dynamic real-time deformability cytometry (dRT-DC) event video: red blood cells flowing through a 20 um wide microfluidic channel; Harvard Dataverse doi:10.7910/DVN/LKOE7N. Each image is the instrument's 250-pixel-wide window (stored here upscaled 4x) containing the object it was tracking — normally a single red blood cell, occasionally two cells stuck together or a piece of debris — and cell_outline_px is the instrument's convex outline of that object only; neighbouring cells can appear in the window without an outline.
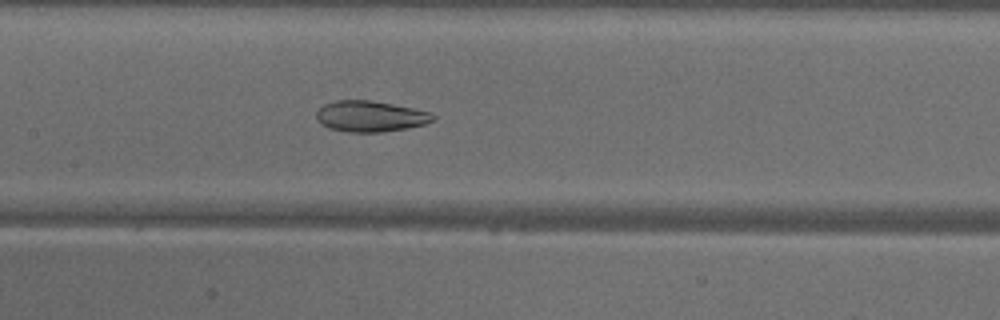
{"species": "common noctule bat (a hibernating species)", "species_latin": "Nyctalus noctula", "temperature_condition": "warm", "stored_images_in_passage": 35, "camera_frame_rate_fps": 3000, "um_per_image_px": 0.085, "animal": {"sex": "male", "body_mass_g": 18.8}, "frame": {"image": 1, "passage_image": 9, "time_ms": 2.667, "image_size_px": [1000, 320], "cell_outline_px": [[436, 120], [424, 124], [408, 128], [384, 132], [348, 132], [328, 128], [320, 124], [316, 116], [316, 112], [324, 104], [336, 100], [368, 100], [392, 104], [432, 112], [436, 116]], "centroid_in_image_um": [31.49, 9.89], "position_along_channel_um": 175.9, "area_um2": 21.15}}
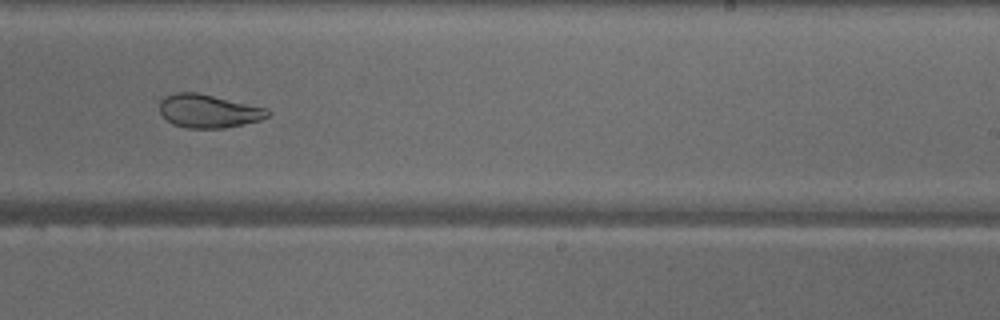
{"frame": {"image": 2, "passage_image": 16, "time_ms": 5.0, "image_size_px": [1000, 320], "cell_outline_px": [[272, 112], [268, 116], [260, 120], [244, 124], [224, 128], [184, 128], [172, 124], [160, 112], [160, 100], [164, 96], [176, 92], [196, 92], [268, 108]], "centroid_in_image_um": [17.73, 9.44], "position_along_channel_um": 271.3, "area_um2": 21.1}}
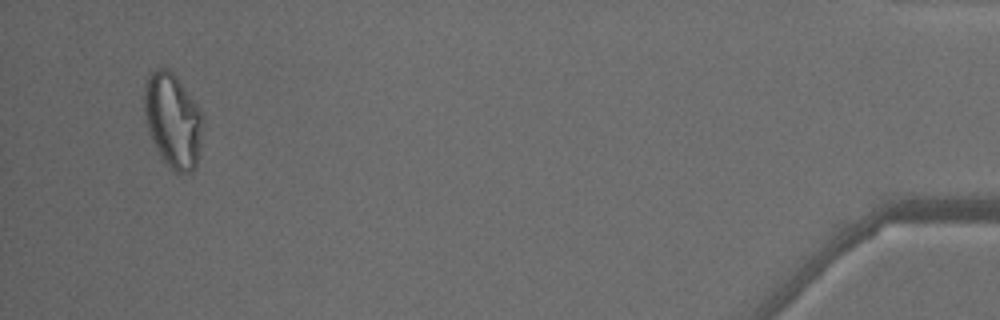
{"frame": {"image": 3, "passage_image": 33, "time_ms": 10.667, "image_size_px": [1000, 320], "cell_outline_px": [[204, 116], [200, 144], [196, 168], [192, 172], [176, 176], [172, 172], [160, 156], [148, 132], [144, 112], [144, 84], [148, 72], [156, 68], [168, 68], [176, 76], [196, 100]], "centroid_in_image_um": [14.7, 10.24], "position_along_channel_um": 420.5, "area_um2": 33.23}, "authors_computed_cell_mechanics": {"area_um2": 23.0044, "velocity_mm_per_s": 4.0977, "shape_relaxation_time_tau1_ms": null, "shape_relaxation_time_tau2_ms": 1.7649, "deformation_change_tau1": null, "deformation_change_tau2": 0.0595}}